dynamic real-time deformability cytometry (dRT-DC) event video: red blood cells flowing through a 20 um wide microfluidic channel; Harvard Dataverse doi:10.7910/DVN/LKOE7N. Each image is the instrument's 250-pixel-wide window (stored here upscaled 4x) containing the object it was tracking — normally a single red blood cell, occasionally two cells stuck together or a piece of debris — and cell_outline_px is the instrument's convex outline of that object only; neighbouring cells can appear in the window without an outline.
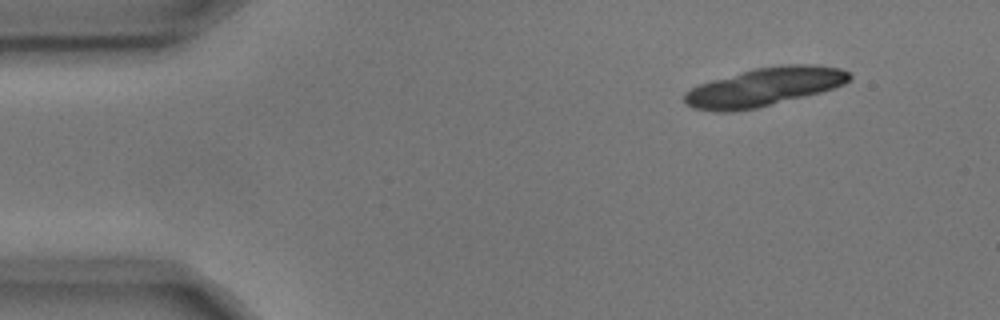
{"species": "common noctule bat (a hibernating species)", "species_latin": "Nyctalus noctula", "temperature_condition": "cold", "stored_images_in_passage": 2, "camera_frame_rate_fps": 3000, "um_per_image_px": 0.085, "animal": {"sex": "male", "body_mass_g": 17.9, "forearm_length_mm": 54.2}, "frame": {"image": 1, "passage_image": 1, "time_ms": 0.0, "image_size_px": [1000, 320], "cell_outline_px": [[852, 76], [844, 84], [820, 92], [756, 108], [732, 112], [716, 112], [692, 108], [684, 100], [684, 96], [692, 88], [700, 84], [712, 80], [756, 68], [784, 64], [816, 64], [840, 68], [848, 72]], "centroid_in_image_um": [64.98, 7.39], "position_along_channel_um": 20.0, "area_um2": 36.53}}